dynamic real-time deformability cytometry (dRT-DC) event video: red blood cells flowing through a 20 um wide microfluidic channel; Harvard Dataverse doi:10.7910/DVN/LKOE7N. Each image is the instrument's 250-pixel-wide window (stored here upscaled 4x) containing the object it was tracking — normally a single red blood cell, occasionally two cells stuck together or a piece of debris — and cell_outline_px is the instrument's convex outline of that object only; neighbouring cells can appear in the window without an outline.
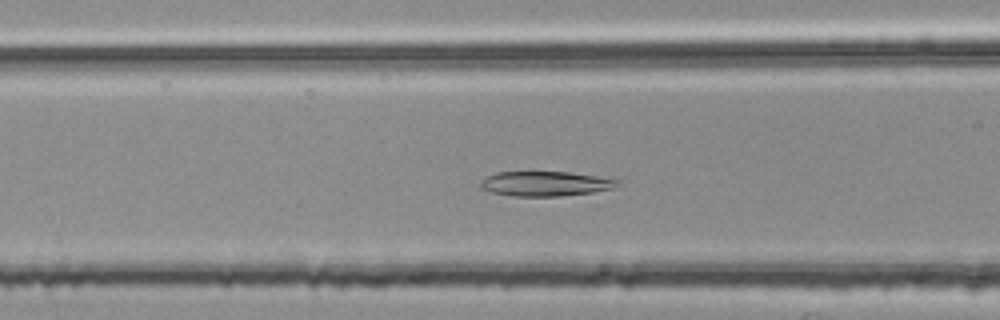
{"species": "common noctule bat (a hibernating species)", "species_latin": "Nyctalus noctula", "temperature_condition": "room temperature", "stored_images_in_passage": 35, "camera_frame_rate_fps": 3000, "um_per_image_px": 0.085, "animal": {"sex": "female", "body_mass_g": 25.1}, "frame": {"image": 1, "passage_image": 12, "time_ms": 3.667, "image_size_px": [1000, 320], "cell_outline_px": [[620, 184], [612, 188], [592, 192], [560, 196], [512, 196], [492, 192], [480, 188], [480, 180], [496, 172], [568, 172], [596, 176], [620, 180]], "centroid_in_image_um": [46.33, 15.61], "position_along_channel_um": 120.3, "area_um2": 19.65}}
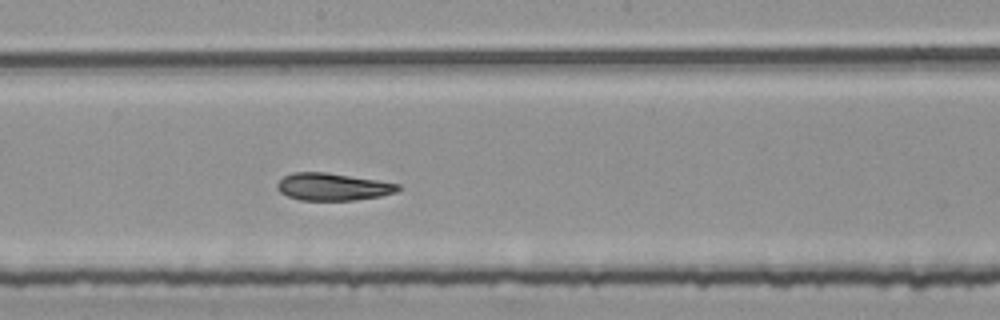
{"frame": {"image": 2, "passage_image": 20, "time_ms": 6.333, "image_size_px": [1000, 320], "cell_outline_px": [[400, 188], [396, 192], [380, 196], [352, 200], [300, 200], [288, 196], [280, 192], [276, 188], [276, 184], [284, 176], [292, 172], [324, 172], [376, 180], [400, 184]], "centroid_in_image_um": [28.25, 15.88], "position_along_channel_um": 220.0, "area_um2": 19.07}}
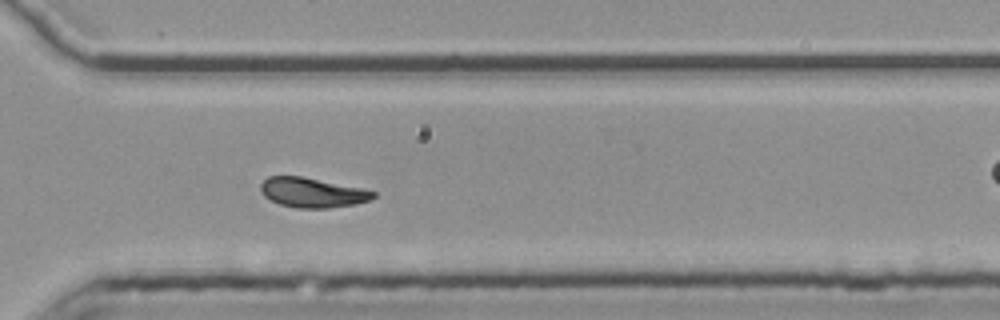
{"frame": {"image": 3, "passage_image": 30, "time_ms": 9.667, "image_size_px": [1000, 320], "cell_outline_px": [[376, 196], [368, 200], [356, 204], [328, 208], [296, 208], [280, 204], [264, 196], [260, 192], [260, 184], [268, 176], [304, 176], [364, 188], [376, 192]], "centroid_in_image_um": [26.55, 16.36], "position_along_channel_um": 344.0, "area_um2": 19.71}, "authors_computed_cell_mechanics": {"area_um2": 19.4786, "velocity_mm_per_s": 3.7397, "shape_relaxation_time_tau1_ms": null, "shape_relaxation_time_tau2_ms": 3.084, "deformation_change_tau1": null, "deformation_change_tau2": 0.079}}